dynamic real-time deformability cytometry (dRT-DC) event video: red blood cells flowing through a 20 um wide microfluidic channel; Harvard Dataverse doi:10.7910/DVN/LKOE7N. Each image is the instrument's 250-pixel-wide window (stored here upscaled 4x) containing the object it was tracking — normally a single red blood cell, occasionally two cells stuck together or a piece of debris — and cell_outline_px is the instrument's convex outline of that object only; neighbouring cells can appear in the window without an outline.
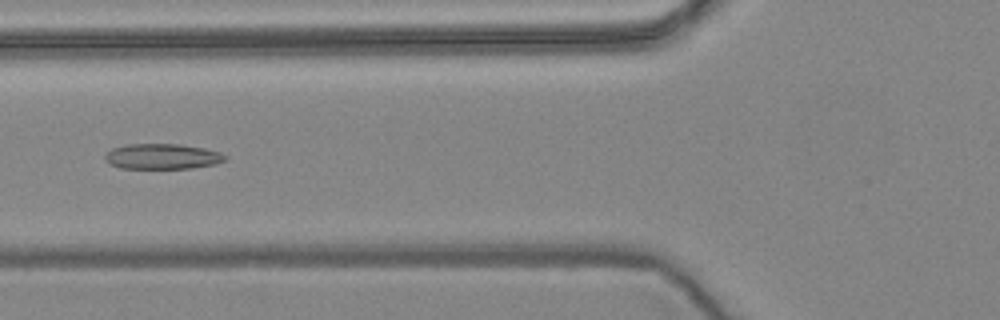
{"species": "common noctule bat (a hibernating species)", "species_latin": "Nyctalus noctula", "temperature_condition": "warm", "stored_images_in_passage": 57, "camera_frame_rate_fps": 3000, "um_per_image_px": 0.085, "animal": {"sex": "female", "body_mass_g": 24.6, "forearm_length_mm": 56.2}, "frame": {"image": 1, "passage_image": 22, "time_ms": 7.0, "image_size_px": [1000, 320], "cell_outline_px": [[228, 156], [224, 160], [216, 164], [192, 168], [120, 168], [108, 164], [104, 160], [104, 152], [112, 148], [124, 144], [180, 144], [204, 148], [220, 152]], "centroid_in_image_um": [13.74, 13.29], "position_along_channel_um": 112.1, "area_um2": 18.03}}
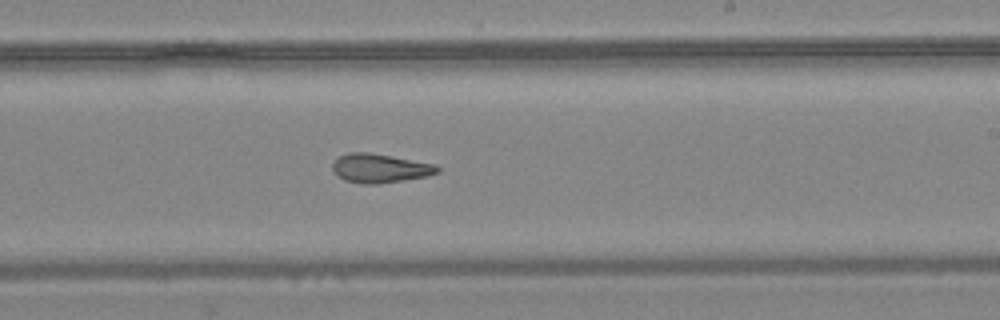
{"frame": {"image": 2, "passage_image": 34, "time_ms": 11.0, "image_size_px": [1000, 320], "cell_outline_px": [[440, 172], [428, 176], [404, 180], [376, 184], [364, 184], [344, 180], [336, 176], [332, 172], [332, 164], [340, 156], [348, 152], [368, 152], [436, 164], [440, 168]], "centroid_in_image_um": [32.29, 14.31], "position_along_channel_um": 256.7, "area_um2": 17.8}}
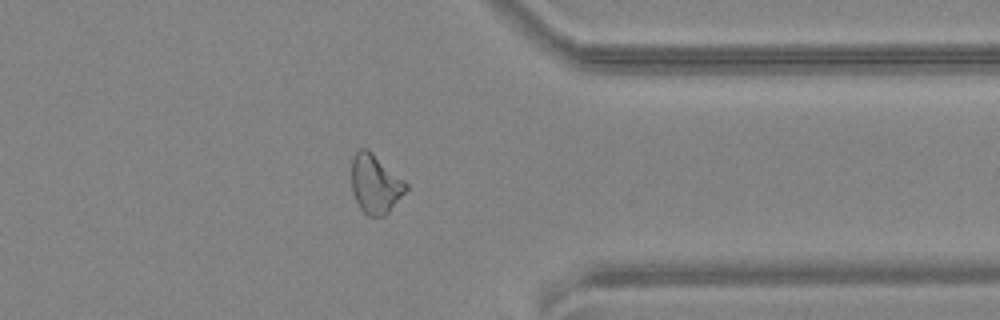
{"frame": {"image": 3, "passage_image": 45, "time_ms": 14.667, "image_size_px": [1000, 320], "cell_outline_px": [[408, 188], [388, 212], [384, 216], [368, 216], [360, 208], [352, 192], [352, 160], [356, 152], [360, 148], [368, 148], [404, 180], [408, 184]], "centroid_in_image_um": [31.89, 15.62], "position_along_channel_um": 379.5, "area_um2": 18.55}, "authors_computed_cell_mechanics": {"area_um2": 19.3052, "velocity_mm_per_s": 3.6138, "shape_relaxation_time_tau1_ms": null, "shape_relaxation_time_tau2_ms": 3.9772, "deformation_change_tau1": null, "deformation_change_tau2": 0.1244}}